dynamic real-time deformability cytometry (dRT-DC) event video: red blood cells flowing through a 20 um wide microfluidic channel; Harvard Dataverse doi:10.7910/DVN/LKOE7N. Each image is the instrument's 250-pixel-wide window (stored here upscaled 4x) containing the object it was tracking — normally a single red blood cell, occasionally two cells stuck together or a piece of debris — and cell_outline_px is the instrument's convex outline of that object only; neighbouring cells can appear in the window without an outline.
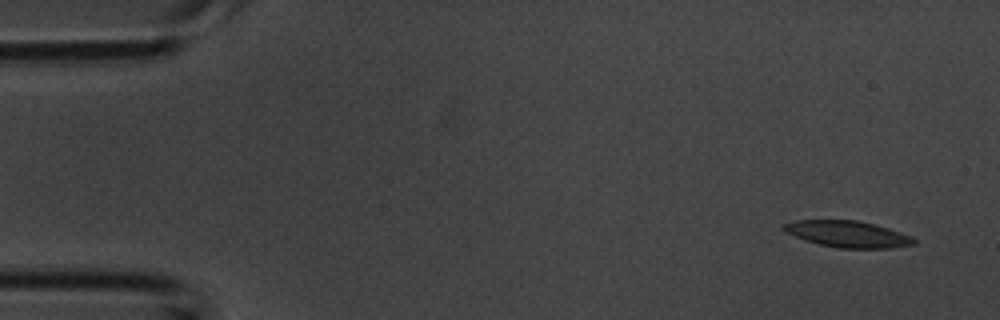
{"species": "common noctule bat (a hibernating species)", "species_latin": "Nyctalus noctula", "temperature_condition": "room temperature", "stored_images_in_passage": 3, "camera_frame_rate_fps": 3000, "um_per_image_px": 0.085, "animal": {"sex": "male", "body_mass_g": 20.1, "forearm_length_mm": 53.5}, "frame": {"image": 1, "passage_image": 1, "time_ms": 0.0, "image_size_px": [1000, 320], "cell_outline_px": [[916, 244], [892, 248], [840, 248], [820, 244], [804, 240], [784, 232], [780, 228], [780, 224], [796, 220], [856, 220], [888, 228], [912, 236], [916, 240]], "centroid_in_image_um": [72.01, 19.89], "position_along_channel_um": 13.0, "area_um2": 20.17}}